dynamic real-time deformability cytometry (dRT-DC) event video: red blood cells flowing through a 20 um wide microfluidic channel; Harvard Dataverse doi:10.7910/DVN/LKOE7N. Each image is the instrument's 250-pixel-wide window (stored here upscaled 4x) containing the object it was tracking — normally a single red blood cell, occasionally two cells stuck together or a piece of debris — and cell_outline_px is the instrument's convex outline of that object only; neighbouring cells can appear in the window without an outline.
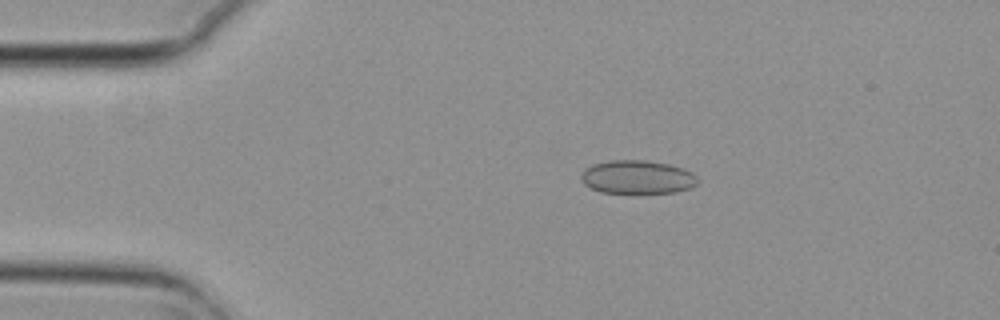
{"species": "common noctule bat (a hibernating species)", "species_latin": "Nyctalus noctula", "temperature_condition": "cold", "stored_images_in_passage": 6, "camera_frame_rate_fps": 3000, "um_per_image_px": 0.085, "animal": {"sex": "female", "body_mass_g": 29.2, "forearm_length_mm": 56.3}, "frame": {"image": 1, "passage_image": 2, "time_ms": 0.333, "image_size_px": [1000, 320], "cell_outline_px": [[696, 184], [692, 188], [676, 192], [600, 192], [584, 184], [580, 180], [580, 176], [592, 164], [612, 160], [644, 160], [668, 164], [692, 172], [696, 176]], "centroid_in_image_um": [54.17, 15.05], "position_along_channel_um": 30.8, "area_um2": 22.37}}
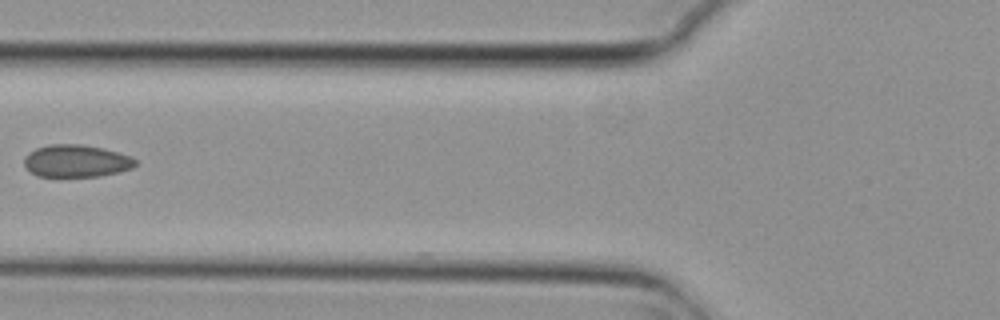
{"frame": {"image": 2, "passage_image": 5, "time_ms": 1.333, "image_size_px": [1000, 320], "cell_outline_px": [[136, 164], [132, 168], [120, 172], [100, 176], [36, 176], [24, 164], [24, 156], [28, 152], [36, 148], [48, 144], [80, 144], [104, 148], [132, 156], [136, 160]], "centroid_in_image_um": [6.49, 13.67], "position_along_channel_um": 119.3, "area_um2": 21.1}}
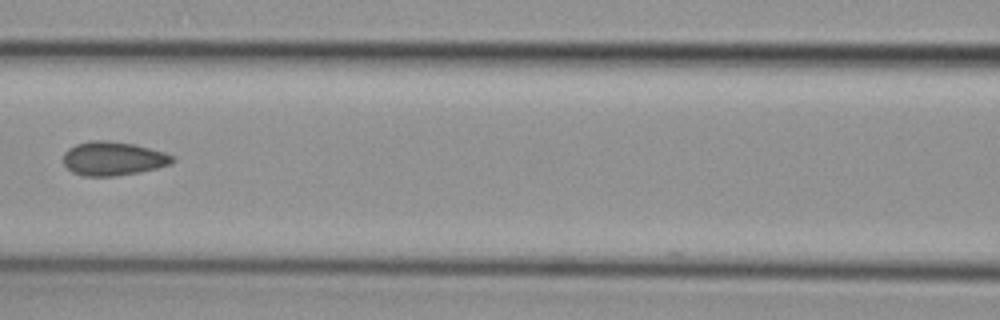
{"frame": {"image": 3, "passage_image": 6, "time_ms": 1.667, "image_size_px": [1000, 320], "cell_outline_px": [[176, 160], [172, 164], [140, 172], [116, 176], [84, 176], [72, 172], [64, 164], [64, 152], [68, 148], [76, 144], [92, 140], [108, 140], [136, 144], [164, 152], [176, 156]], "centroid_in_image_um": [9.65, 13.47], "position_along_channel_um": 156.9, "area_um2": 21.79}}